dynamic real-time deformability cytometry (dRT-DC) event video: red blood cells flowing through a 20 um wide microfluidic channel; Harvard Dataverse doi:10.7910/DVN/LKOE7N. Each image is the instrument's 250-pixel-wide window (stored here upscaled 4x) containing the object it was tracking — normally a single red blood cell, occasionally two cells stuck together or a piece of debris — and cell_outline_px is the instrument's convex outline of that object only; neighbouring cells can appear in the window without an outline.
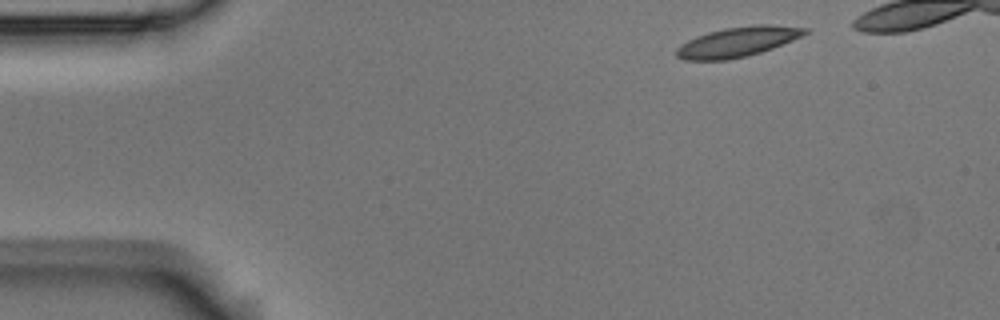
{"species": "Egyptian fruit bat (a non-hibernating species)", "species_latin": "Rousettus aegyptiacus", "temperature_condition": "room temperature", "stored_images_in_passage": 4, "camera_frame_rate_fps": 3000, "um_per_image_px": 0.085, "animal": {"sex": "male"}, "frame": {"image": 1, "passage_image": 1, "time_ms": 0.0, "image_size_px": [1000, 320], "cell_outline_px": [[808, 32], [804, 36], [772, 48], [748, 56], [728, 60], [684, 60], [676, 56], [676, 48], [680, 44], [696, 36], [708, 32], [724, 28], [756, 24], [772, 24], [808, 28]], "centroid_in_image_um": [62.71, 3.55], "position_along_channel_um": 22.3, "area_um2": 22.6}}